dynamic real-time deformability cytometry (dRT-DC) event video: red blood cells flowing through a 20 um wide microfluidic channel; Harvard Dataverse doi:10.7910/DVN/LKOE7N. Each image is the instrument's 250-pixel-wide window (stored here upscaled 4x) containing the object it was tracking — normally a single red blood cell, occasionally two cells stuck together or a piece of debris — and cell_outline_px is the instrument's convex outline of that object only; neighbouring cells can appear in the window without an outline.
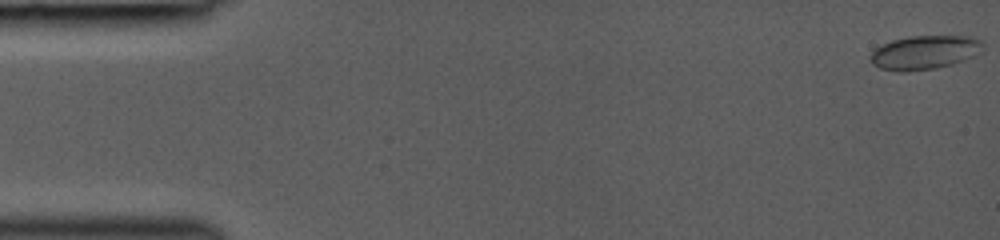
{"species": "common noctule bat (a hibernating species)", "species_latin": "Nyctalus noctula", "temperature_condition": "room temperature", "stored_images_in_passage": 44, "camera_frame_rate_fps": 3000, "um_per_image_px": 0.085, "animal": {"sex": "female", "body_mass_g": 19.0, "forearm_length_mm": 53.3}, "frame": {"image": 1, "passage_image": 1, "time_ms": 0.0, "image_size_px": [1000, 240], "cell_outline_px": [[984, 44], [980, 52], [976, 56], [952, 64], [936, 68], [904, 72], [900, 72], [880, 68], [872, 64], [868, 60], [868, 56], [876, 48], [892, 40], [912, 36], [972, 36], [980, 40]], "centroid_in_image_um": [78.58, 4.46], "position_along_channel_um": 6.4, "area_um2": 22.37}}
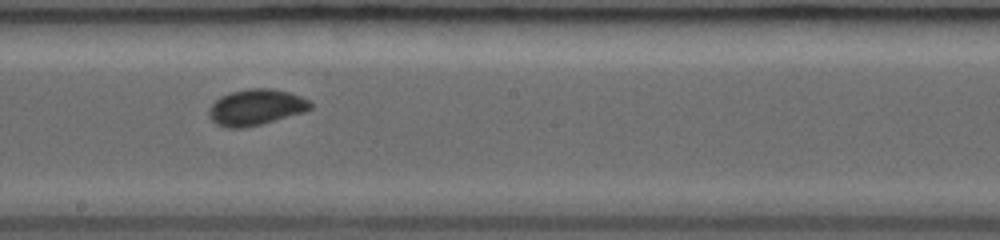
{"frame": {"image": 2, "passage_image": 26, "time_ms": 8.333, "image_size_px": [1000, 240], "cell_outline_px": [[312, 108], [304, 112], [260, 124], [244, 128], [228, 128], [216, 124], [208, 116], [208, 108], [220, 96], [232, 92], [248, 88], [272, 88], [288, 92], [300, 96], [308, 100], [312, 104]], "centroid_in_image_um": [21.73, 9.11], "position_along_channel_um": 226.5, "area_um2": 21.27}}
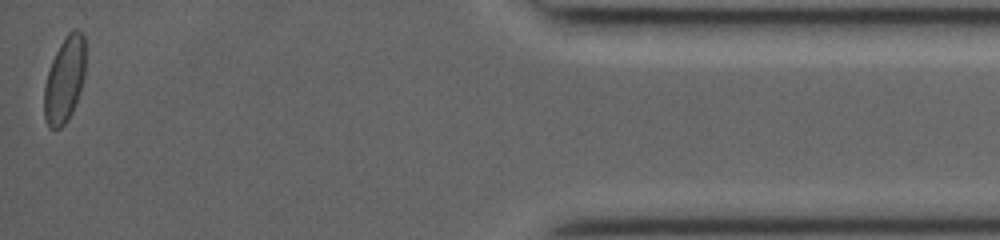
{"frame": {"image": 3, "passage_image": 44, "time_ms": 14.333, "image_size_px": [1000, 240], "cell_outline_px": [[84, 76], [80, 92], [72, 112], [68, 120], [60, 128], [48, 128], [44, 120], [44, 88], [48, 72], [52, 60], [60, 44], [68, 32], [72, 28], [76, 28], [84, 32]], "centroid_in_image_um": [5.48, 6.77], "position_along_channel_um": 429.7, "area_um2": 20.69}}